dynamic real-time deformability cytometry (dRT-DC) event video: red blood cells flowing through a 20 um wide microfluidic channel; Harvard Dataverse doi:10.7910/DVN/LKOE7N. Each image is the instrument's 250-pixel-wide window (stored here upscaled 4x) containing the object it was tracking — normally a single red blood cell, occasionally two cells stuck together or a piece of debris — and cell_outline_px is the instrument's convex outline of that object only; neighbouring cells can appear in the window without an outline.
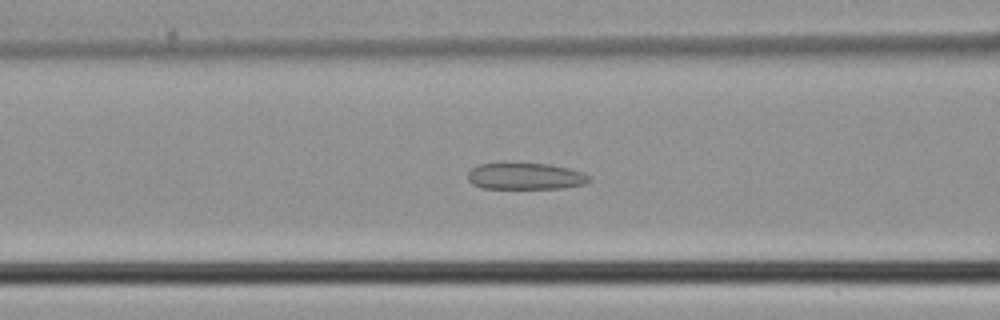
{"species": "common noctule bat (a hibernating species)", "species_latin": "Nyctalus noctula", "temperature_condition": "cold", "stored_images_in_passage": 34, "camera_frame_rate_fps": 3000, "um_per_image_px": 0.085, "animal": {"sex": "male", "body_mass_g": 21.5, "forearm_length_mm": 52.0}, "frame": {"image": 1, "passage_image": 7, "time_ms": 2.0, "image_size_px": [1000, 320], "cell_outline_px": [[592, 180], [584, 184], [564, 188], [484, 188], [472, 184], [468, 180], [468, 172], [472, 168], [480, 164], [548, 164], [568, 168], [592, 176]], "centroid_in_image_um": [44.69, 14.99], "position_along_channel_um": 121.9, "area_um2": 18.55}}
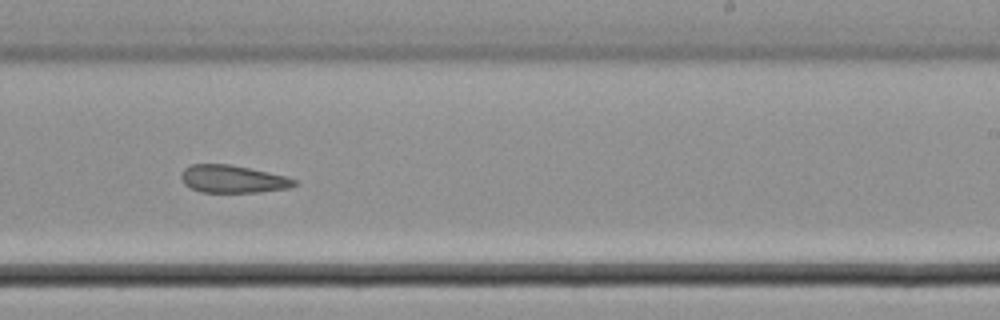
{"frame": {"image": 2, "passage_image": 17, "time_ms": 5.333, "image_size_px": [1000, 320], "cell_outline_px": [[296, 184], [288, 188], [260, 192], [200, 192], [184, 184], [180, 176], [184, 168], [192, 164], [228, 164], [268, 172], [284, 176], [296, 180]], "centroid_in_image_um": [19.75, 15.22], "position_along_channel_um": 269.2, "area_um2": 18.03}}
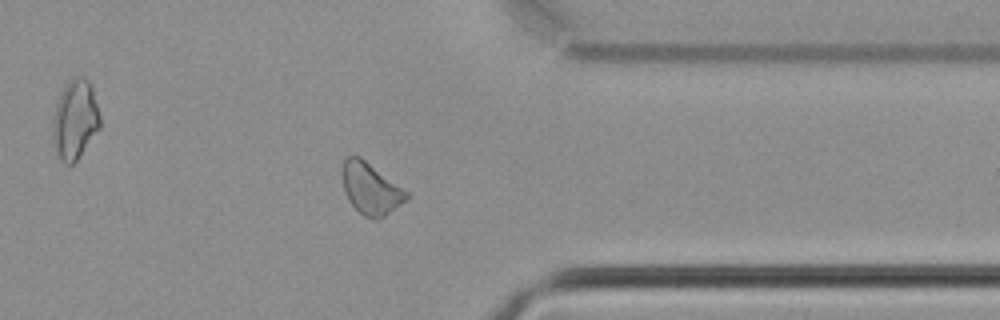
{"frame": {"image": 3, "passage_image": 25, "time_ms": 8.0, "image_size_px": [1000, 320], "cell_outline_px": [[412, 196], [408, 200], [384, 216], [376, 220], [364, 216], [348, 200], [344, 192], [340, 172], [344, 160], [348, 156], [360, 156], [408, 192]], "centroid_in_image_um": [31.5, 16.03], "position_along_channel_um": 379.9, "area_um2": 19.42}}